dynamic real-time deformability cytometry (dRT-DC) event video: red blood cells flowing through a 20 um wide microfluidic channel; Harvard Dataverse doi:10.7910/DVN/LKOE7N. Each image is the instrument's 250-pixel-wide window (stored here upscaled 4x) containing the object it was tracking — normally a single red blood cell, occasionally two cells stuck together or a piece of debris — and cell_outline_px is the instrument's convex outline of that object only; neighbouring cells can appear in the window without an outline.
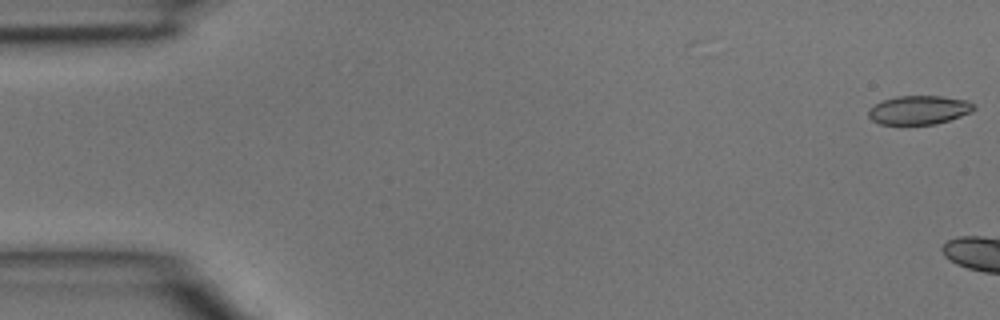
{"species": "common noctule bat (a hibernating species)", "species_latin": "Nyctalus noctula", "temperature_condition": "room temperature", "stored_images_in_passage": 6, "camera_frame_rate_fps": 3000, "um_per_image_px": 0.085, "animal": {"sex": "male", "body_mass_g": 15.6}, "frame": {"image": 1, "passage_image": 1, "time_ms": 0.0, "image_size_px": [1000, 320], "cell_outline_px": [[976, 108], [972, 112], [936, 124], [880, 124], [872, 120], [868, 116], [868, 108], [884, 100], [896, 96], [940, 96], [968, 100]], "centroid_in_image_um": [78.11, 9.34], "position_along_channel_um": 6.9, "area_um2": 17.63}}